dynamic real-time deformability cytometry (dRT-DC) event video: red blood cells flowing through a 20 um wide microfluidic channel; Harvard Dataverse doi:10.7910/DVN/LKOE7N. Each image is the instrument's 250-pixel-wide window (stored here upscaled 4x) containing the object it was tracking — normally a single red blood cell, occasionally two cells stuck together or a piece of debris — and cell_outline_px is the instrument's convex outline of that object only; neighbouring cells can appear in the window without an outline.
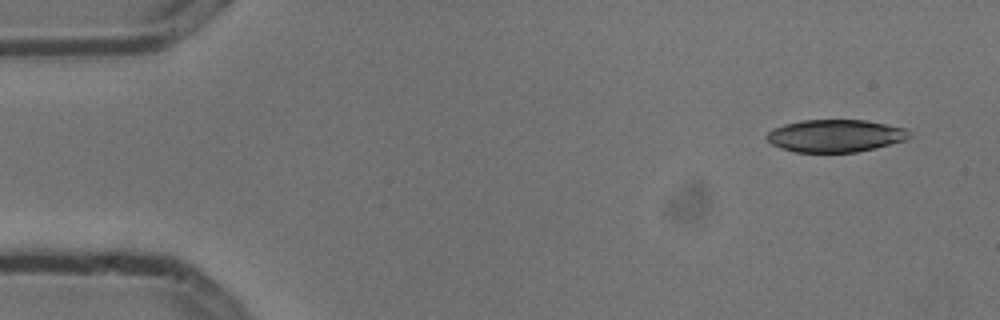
{"species": "common noctule bat (a hibernating species)", "species_latin": "Nyctalus noctula", "temperature_condition": "cold", "stored_images_in_passage": 4, "camera_frame_rate_fps": 3000, "um_per_image_px": 0.085, "animal": {"sex": "male", "body_mass_g": 13.3}, "frame": {"image": 1, "passage_image": 1, "time_ms": 0.0, "image_size_px": [1000, 320], "cell_outline_px": [[912, 136], [904, 140], [856, 152], [796, 152], [780, 148], [772, 144], [764, 136], [772, 128], [784, 124], [800, 120], [864, 120], [904, 128]], "centroid_in_image_um": [70.92, 11.54], "position_along_channel_um": 14.1, "area_um2": 26.76}}
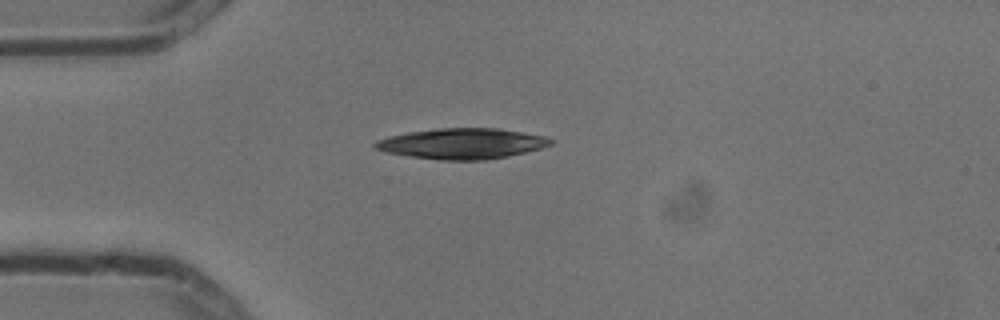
{"frame": {"image": 2, "passage_image": 3, "time_ms": 0.667, "image_size_px": [1000, 320], "cell_outline_px": [[556, 140], [552, 144], [540, 148], [508, 156], [484, 160], [440, 160], [384, 152], [372, 148], [372, 144], [376, 140], [388, 136], [408, 132], [440, 128], [496, 128], [544, 136]], "centroid_in_image_um": [39.23, 12.2], "position_along_channel_um": 45.8, "area_um2": 31.27}}